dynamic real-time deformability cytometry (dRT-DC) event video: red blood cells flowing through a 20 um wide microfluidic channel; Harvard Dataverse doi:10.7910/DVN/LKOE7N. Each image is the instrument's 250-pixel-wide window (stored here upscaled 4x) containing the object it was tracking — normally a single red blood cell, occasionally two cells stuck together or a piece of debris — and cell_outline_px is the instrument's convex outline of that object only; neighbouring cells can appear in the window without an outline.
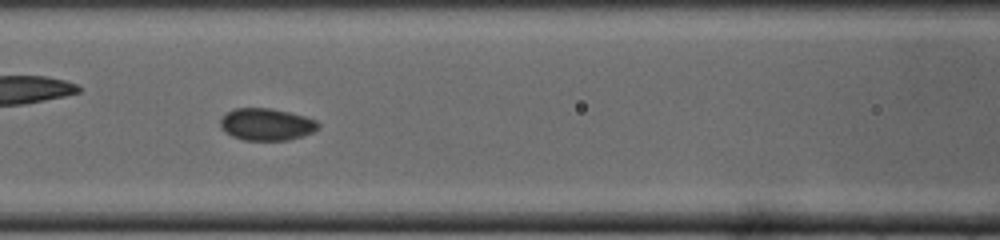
{"species": "common noctule bat (a hibernating species)", "species_latin": "Nyctalus noctula", "temperature_condition": "cold", "stored_images_in_passage": 24, "camera_frame_rate_fps": 3000, "um_per_image_px": 0.085, "animal": {"sex": "male", "body_mass_g": 19.0, "forearm_length_mm": 50.8}, "frame": {"image": 1, "passage_image": 8, "time_ms": 2.333, "image_size_px": [1000, 240], "cell_outline_px": [[320, 128], [312, 132], [288, 140], [244, 140], [232, 136], [224, 132], [220, 124], [220, 120], [228, 112], [236, 108], [268, 108], [288, 112], [304, 116], [316, 120], [320, 124]], "centroid_in_image_um": [22.65, 10.57], "position_along_channel_um": 143.9, "area_um2": 18.15}}